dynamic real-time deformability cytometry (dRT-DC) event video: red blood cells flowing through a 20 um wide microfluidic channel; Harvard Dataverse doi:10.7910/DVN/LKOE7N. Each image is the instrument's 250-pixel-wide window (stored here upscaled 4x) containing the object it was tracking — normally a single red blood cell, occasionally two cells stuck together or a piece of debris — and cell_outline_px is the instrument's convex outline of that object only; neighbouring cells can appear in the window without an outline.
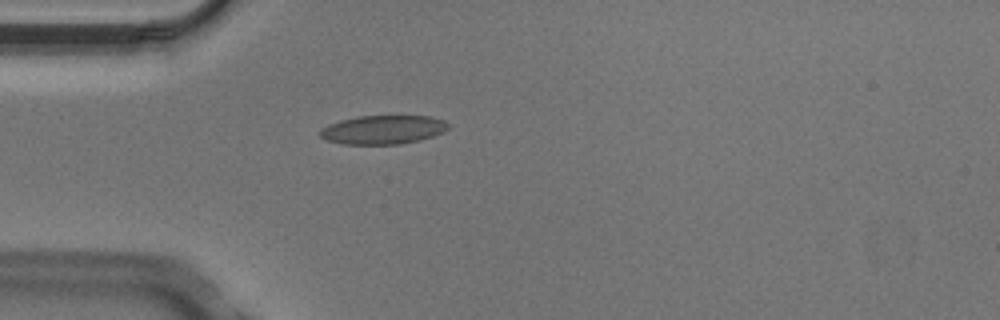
{"species": "Egyptian fruit bat (a non-hibernating species)", "species_latin": "Rousettus aegyptiacus", "temperature_condition": "cold", "stored_images_in_passage": 2, "camera_frame_rate_fps": 3000, "um_per_image_px": 0.085, "animal": {"sex": "male"}, "frame": {"image": 1, "passage_image": 2, "time_ms": 0.333, "image_size_px": [1000, 320], "cell_outline_px": [[452, 124], [444, 132], [420, 140], [400, 144], [344, 144], [328, 140], [320, 136], [320, 128], [328, 124], [340, 120], [356, 116], [432, 116], [444, 120]], "centroid_in_image_um": [32.59, 11.01], "position_along_channel_um": 52.4, "area_um2": 21.68}}